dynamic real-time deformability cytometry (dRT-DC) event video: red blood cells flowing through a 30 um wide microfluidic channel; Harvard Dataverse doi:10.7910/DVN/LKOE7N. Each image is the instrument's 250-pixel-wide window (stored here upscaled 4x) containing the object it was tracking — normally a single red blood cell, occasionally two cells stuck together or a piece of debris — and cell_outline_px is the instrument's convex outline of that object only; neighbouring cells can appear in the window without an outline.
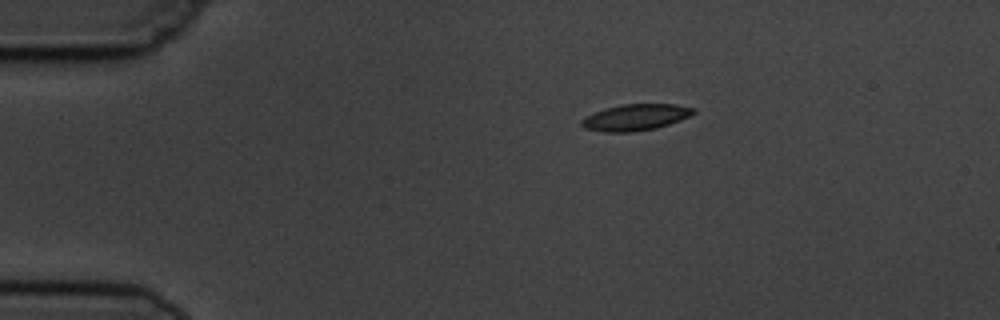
{"species": "common noctule bat (a hibernating species)", "species_latin": "Nyctalus noctula", "temperature_condition": "cold", "stored_images_in_passage": 2, "camera_frame_rate_fps": 3000, "um_per_image_px": 0.085, "animal": {"sex": "male", "body_mass_g": 19.5, "forearm_length_mm": 54.6}, "frame": {"image": 1, "passage_image": 1, "time_ms": 0.0, "image_size_px": [1000, 320], "cell_outline_px": [[696, 112], [680, 120], [656, 128], [632, 132], [604, 132], [584, 128], [580, 124], [580, 120], [604, 108], [624, 104], [676, 104], [696, 108]], "centroid_in_image_um": [54.03, 9.97], "position_along_channel_um": 31.0, "area_um2": 17.11}}